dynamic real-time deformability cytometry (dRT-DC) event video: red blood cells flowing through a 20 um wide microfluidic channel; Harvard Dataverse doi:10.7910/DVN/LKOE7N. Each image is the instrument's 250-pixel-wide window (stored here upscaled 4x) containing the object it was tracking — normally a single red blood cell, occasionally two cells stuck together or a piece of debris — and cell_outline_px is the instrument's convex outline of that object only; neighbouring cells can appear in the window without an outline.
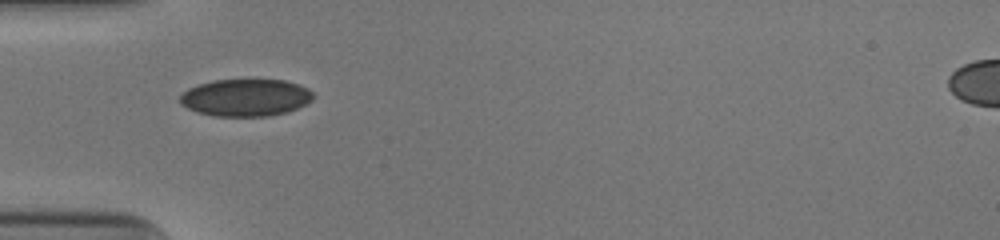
{"species": "human", "species_latin": "Homo sapiens", "temperature_condition": "cold", "stored_images_in_passage": 7, "camera_frame_rate_fps": 3000, "um_per_image_px": 0.085, "donor": {"sex": "male"}, "frame": {"image": 1, "passage_image": 1, "time_ms": 0.0, "image_size_px": [1000, 240], "cell_outline_px": [[312, 100], [288, 112], [268, 116], [212, 116], [196, 112], [180, 104], [180, 96], [188, 88], [212, 80], [284, 80], [308, 88], [312, 92]], "centroid_in_image_um": [20.85, 8.3], "position_along_channel_um": 64.2, "area_um2": 28.78}}
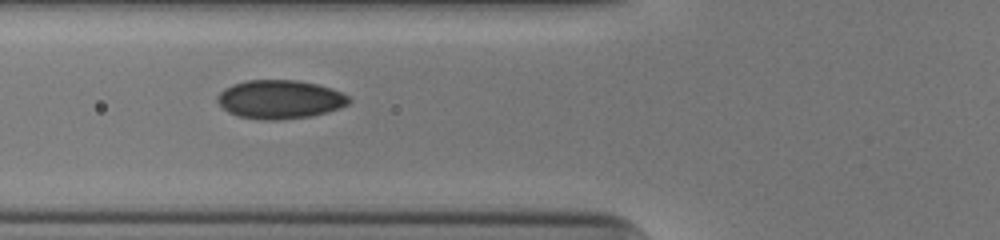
{"frame": {"image": 2, "passage_image": 4, "time_ms": 1.0, "image_size_px": [1000, 240], "cell_outline_px": [[352, 100], [348, 104], [340, 108], [328, 112], [312, 116], [280, 120], [260, 120], [240, 116], [228, 112], [216, 100], [220, 92], [224, 88], [232, 84], [248, 80], [296, 80], [316, 84], [332, 88], [348, 96]], "centroid_in_image_um": [23.81, 8.45], "position_along_channel_um": 102.0, "area_um2": 29.71}}
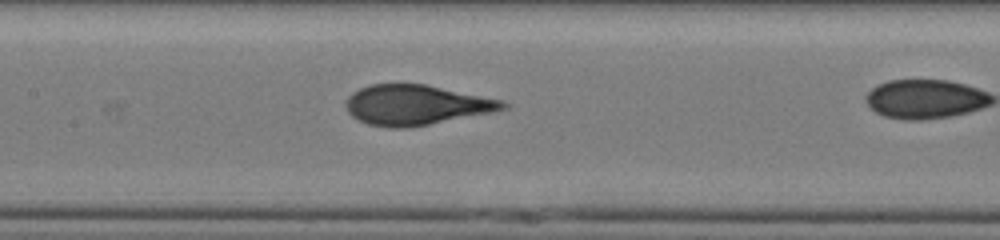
{"frame": {"image": 3, "passage_image": 6, "time_ms": 1.667, "image_size_px": [1000, 240], "cell_outline_px": [[508, 108], [492, 112], [408, 128], [388, 128], [368, 124], [352, 116], [348, 112], [348, 96], [352, 92], [368, 84], [424, 84], [504, 100], [508, 104]], "centroid_in_image_um": [35.38, 8.92], "position_along_channel_um": 172.0, "area_um2": 36.41}}